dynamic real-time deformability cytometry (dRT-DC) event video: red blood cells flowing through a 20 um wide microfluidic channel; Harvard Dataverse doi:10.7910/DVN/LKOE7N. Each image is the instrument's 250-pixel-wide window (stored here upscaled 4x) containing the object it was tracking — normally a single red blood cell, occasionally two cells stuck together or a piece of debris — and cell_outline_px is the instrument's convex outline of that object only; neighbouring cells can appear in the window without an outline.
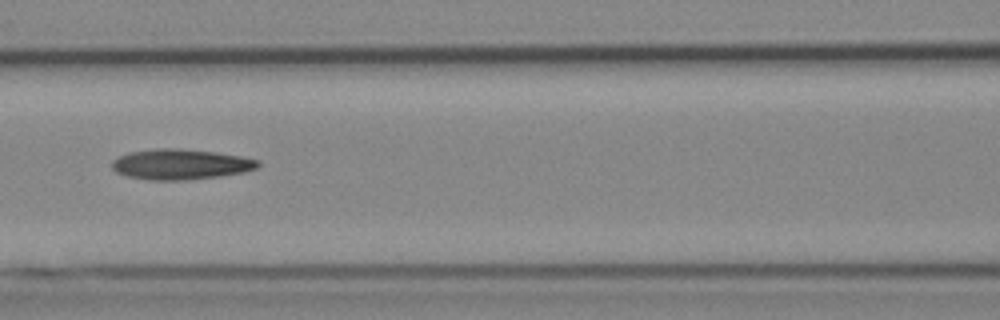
{"species": "Egyptian fruit bat (a non-hibernating species)", "species_latin": "Rousettus aegyptiacus", "temperature_condition": "cold", "stored_images_in_passage": 3, "camera_frame_rate_fps": 3000, "um_per_image_px": 0.085, "animal": {"sex": "female"}, "frame": {"image": 1, "passage_image": 3, "time_ms": 3.333, "image_size_px": [1000, 320], "cell_outline_px": [[260, 164], [256, 168], [244, 172], [220, 176], [188, 180], [148, 180], [128, 176], [116, 172], [112, 168], [112, 160], [128, 152], [156, 148], [180, 148], [216, 152], [240, 156], [260, 160]], "centroid_in_image_um": [15.35, 13.96], "position_along_channel_um": 151.3, "area_um2": 26.01}}